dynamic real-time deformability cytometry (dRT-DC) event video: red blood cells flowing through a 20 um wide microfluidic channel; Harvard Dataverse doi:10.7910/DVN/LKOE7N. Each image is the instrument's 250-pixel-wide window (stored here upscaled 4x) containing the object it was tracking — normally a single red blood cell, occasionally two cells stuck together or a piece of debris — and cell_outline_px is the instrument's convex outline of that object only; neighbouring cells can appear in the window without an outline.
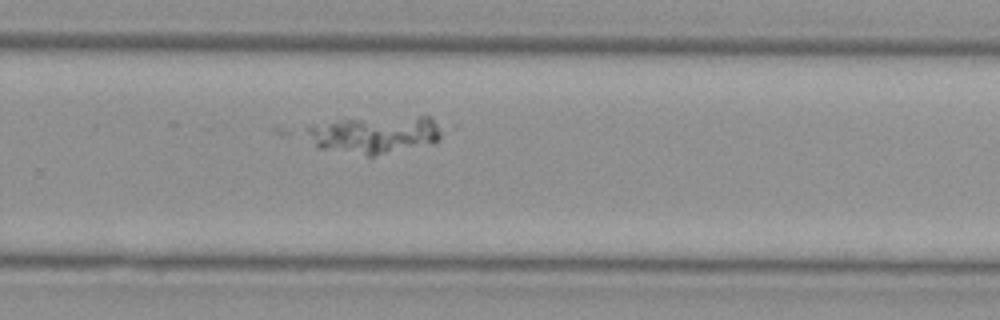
{"species": "Egyptian fruit bat (a non-hibernating species)", "species_latin": "Rousettus aegyptiacus", "temperature_condition": "cold", "stored_images_in_passage": 26, "segment_of_instrument_passage": [1, 2], "camera_frame_rate_fps": 3000, "um_per_image_px": 0.085, "animal": {"sex": "female"}, "frame": {"image": 1, "passage_image": 18, "time_ms": 5.667, "image_size_px": [1000, 320], "cell_outline_px": [[440, 140], [432, 144], [372, 156], [368, 156], [316, 148], [308, 132], [308, 128], [312, 124], [344, 120], [416, 116], [432, 116], [440, 124]], "centroid_in_image_um": [31.92, 11.45], "position_along_channel_um": 297.9, "area_um2": 29.36}}
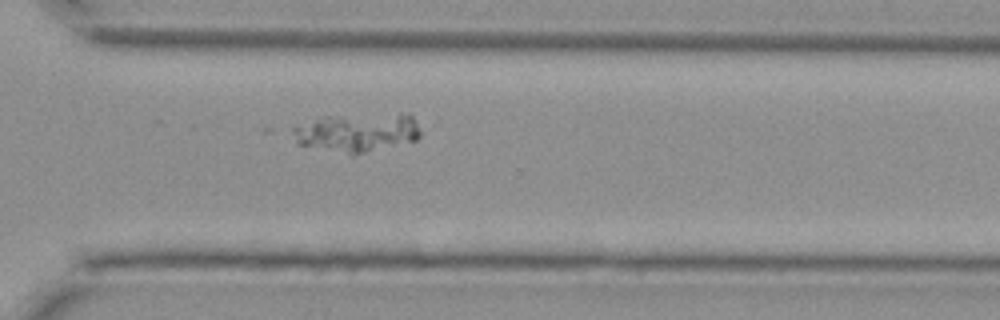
{"frame": {"image": 2, "passage_image": 21, "time_ms": 6.667, "image_size_px": [1000, 320], "cell_outline_px": [[420, 136], [416, 140], [352, 156], [300, 144], [288, 132], [292, 128], [328, 116], [400, 112], [408, 112], [412, 116], [420, 132]], "centroid_in_image_um": [30.4, 11.25], "position_along_channel_um": 340.2, "area_um2": 29.02}}
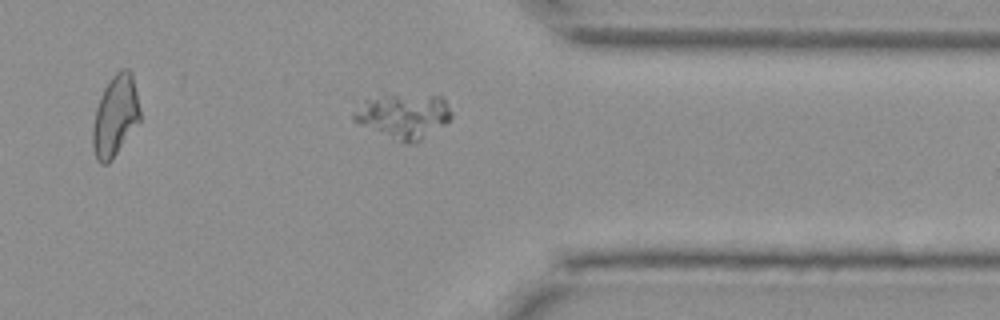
{"frame": {"image": 3, "passage_image": 24, "time_ms": 7.667, "image_size_px": [1000, 320], "cell_outline_px": [[452, 116], [444, 124], [416, 144], [408, 144], [352, 120], [352, 116], [364, 100], [384, 96], [444, 96], [452, 112]], "centroid_in_image_um": [34.36, 9.87], "position_along_channel_um": 377.0, "area_um2": 24.62}}